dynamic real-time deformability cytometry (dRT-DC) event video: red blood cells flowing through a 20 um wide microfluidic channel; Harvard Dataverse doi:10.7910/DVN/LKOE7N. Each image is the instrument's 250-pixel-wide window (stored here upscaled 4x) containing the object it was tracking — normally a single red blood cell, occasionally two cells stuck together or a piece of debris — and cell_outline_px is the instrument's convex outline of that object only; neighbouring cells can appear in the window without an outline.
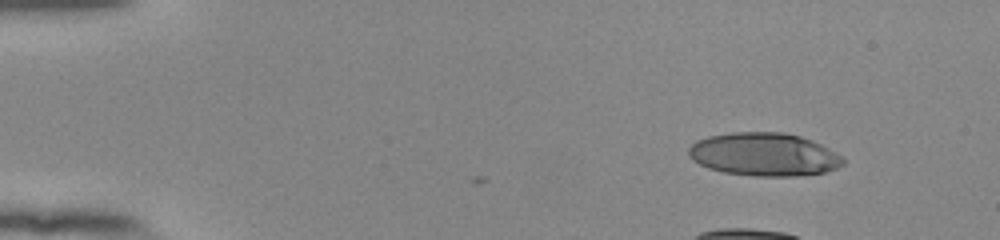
{"species": "human", "species_latin": "Homo sapiens", "temperature_condition": "room temperature", "stored_images_in_passage": 40, "camera_frame_rate_fps": 3000, "um_per_image_px": 0.085, "donor": {"sex": "female"}, "frame": {"image": 1, "passage_image": 1, "time_ms": 0.0, "image_size_px": [1000, 240], "cell_outline_px": [[844, 164], [828, 172], [796, 176], [752, 176], [724, 172], [708, 168], [692, 160], [688, 156], [688, 148], [696, 140], [708, 136], [732, 132], [784, 132], [800, 136], [812, 140], [828, 148], [840, 156], [844, 160]], "centroid_in_image_um": [64.92, 13.12], "position_along_channel_um": 20.1, "area_um2": 39.02}}
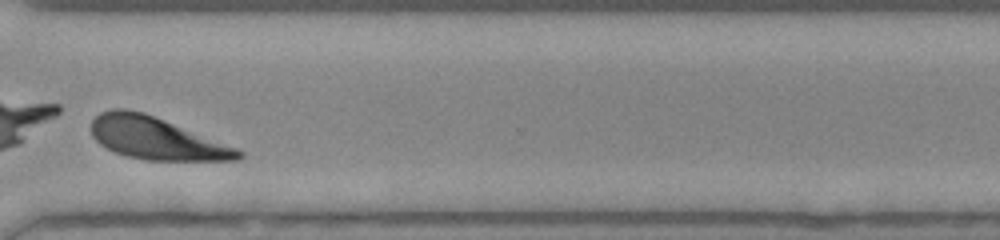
{"frame": {"image": 2, "passage_image": 37, "time_ms": 12.0, "image_size_px": [1000, 240], "cell_outline_px": [[244, 156], [236, 160], [144, 160], [128, 156], [116, 152], [100, 144], [92, 136], [92, 120], [100, 112], [112, 108], [124, 108], [144, 112], [236, 148], [244, 152]], "centroid_in_image_um": [13.25, 11.75], "position_along_channel_um": 357.4, "area_um2": 35.72}}